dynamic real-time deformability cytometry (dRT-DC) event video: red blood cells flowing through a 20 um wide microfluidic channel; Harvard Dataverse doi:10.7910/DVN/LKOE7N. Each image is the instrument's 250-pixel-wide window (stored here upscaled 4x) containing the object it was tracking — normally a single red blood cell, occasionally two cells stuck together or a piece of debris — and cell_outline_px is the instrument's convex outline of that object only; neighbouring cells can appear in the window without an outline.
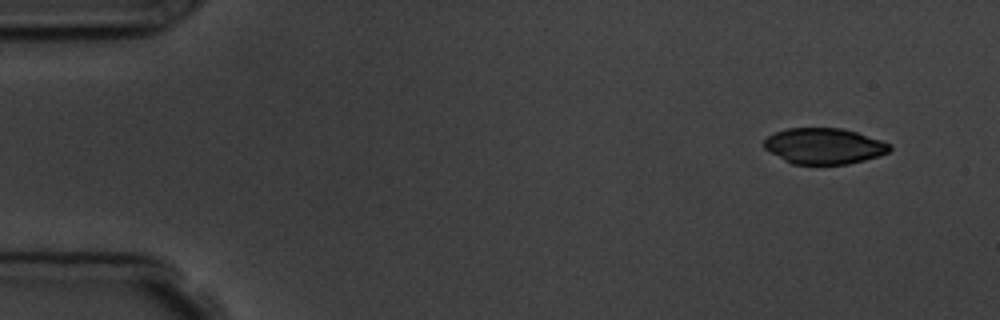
{"species": "common noctule bat (a hibernating species)", "species_latin": "Nyctalus noctula", "temperature_condition": "room temperature", "stored_images_in_passage": 7, "camera_frame_rate_fps": 3000, "um_per_image_px": 0.085, "animal": {"sex": "male", "body_mass_g": 19.5, "forearm_length_mm": 54.6}, "frame": {"image": 1, "passage_image": 1, "time_ms": 0.0, "image_size_px": [1000, 320], "cell_outline_px": [[892, 148], [888, 152], [864, 160], [848, 164], [792, 164], [784, 160], [764, 148], [764, 140], [768, 136], [776, 132], [788, 128], [840, 128], [856, 132], [892, 144]], "centroid_in_image_um": [70.04, 12.41], "position_along_channel_um": 15.0, "area_um2": 26.07}}
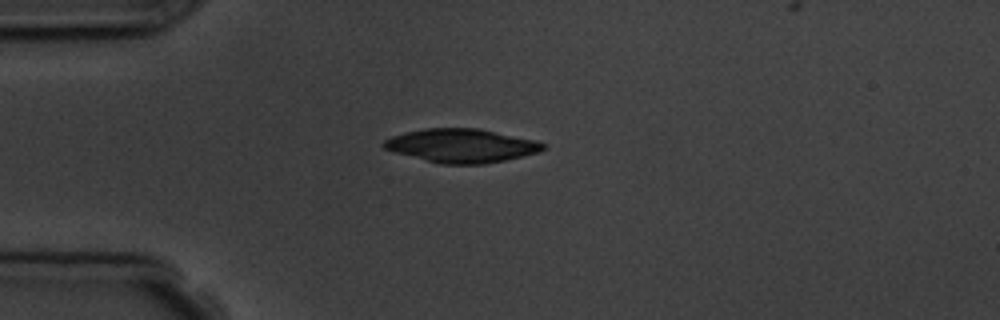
{"frame": {"image": 2, "passage_image": 4, "time_ms": 3.333, "image_size_px": [1000, 320], "cell_outline_px": [[544, 148], [540, 152], [504, 160], [484, 164], [440, 164], [396, 152], [384, 148], [380, 144], [384, 140], [392, 136], [404, 132], [424, 128], [476, 128], [536, 140], [544, 144]], "centroid_in_image_um": [39.2, 12.38], "position_along_channel_um": 45.8, "area_um2": 31.04}}